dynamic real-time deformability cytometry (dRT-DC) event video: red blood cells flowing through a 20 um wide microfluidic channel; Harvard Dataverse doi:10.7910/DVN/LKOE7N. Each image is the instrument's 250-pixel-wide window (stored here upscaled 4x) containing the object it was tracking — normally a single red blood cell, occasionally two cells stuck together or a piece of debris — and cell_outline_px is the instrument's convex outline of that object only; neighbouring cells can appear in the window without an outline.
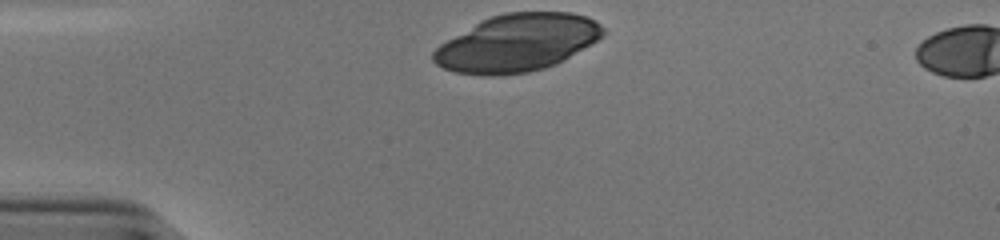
{"species": "human", "species_latin": "Homo sapiens", "temperature_condition": "cold", "stored_images_in_passage": 31, "camera_frame_rate_fps": 3000, "um_per_image_px": 0.085, "donor": {"sex": "male"}, "frame": {"image": 1, "passage_image": 1, "time_ms": 0.0, "image_size_px": [1000, 240], "cell_outline_px": [[604, 36], [556, 64], [544, 68], [528, 72], [496, 76], [480, 76], [456, 72], [444, 68], [436, 64], [432, 60], [432, 52], [440, 44], [480, 20], [504, 12], [568, 12], [588, 16], [600, 24], [604, 28]], "centroid_in_image_um": [43.94, 3.65], "position_along_channel_um": 41.1, "area_um2": 56.7}}